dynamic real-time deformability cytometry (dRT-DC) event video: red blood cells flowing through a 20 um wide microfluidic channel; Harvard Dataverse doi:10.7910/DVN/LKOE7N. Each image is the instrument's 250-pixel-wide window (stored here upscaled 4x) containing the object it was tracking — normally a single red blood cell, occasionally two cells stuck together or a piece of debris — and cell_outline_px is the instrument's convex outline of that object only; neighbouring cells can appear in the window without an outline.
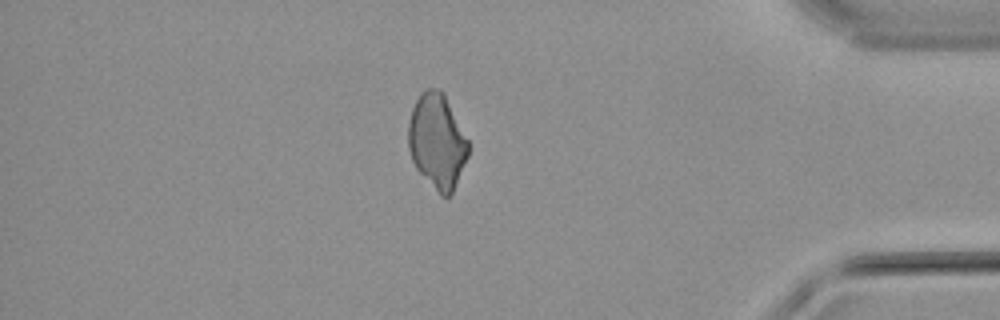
{"species": "common noctule bat (a hibernating species)", "species_latin": "Nyctalus noctula", "temperature_condition": "warm", "stored_images_in_passage": 54, "camera_frame_rate_fps": 3000, "um_per_image_px": 0.085, "animal": {"sex": "male", "body_mass_g": 21.5, "forearm_length_mm": 52.0}, "frame": {"image": 1, "passage_image": 49, "time_ms": 16.0, "image_size_px": [1000, 320], "cell_outline_px": [[468, 156], [452, 192], [448, 196], [440, 196], [416, 168], [412, 160], [408, 148], [408, 124], [412, 108], [420, 92], [428, 88], [440, 88], [444, 92], [468, 140]], "centroid_in_image_um": [37.14, 11.97], "position_along_channel_um": 398.1, "area_um2": 33.12}}